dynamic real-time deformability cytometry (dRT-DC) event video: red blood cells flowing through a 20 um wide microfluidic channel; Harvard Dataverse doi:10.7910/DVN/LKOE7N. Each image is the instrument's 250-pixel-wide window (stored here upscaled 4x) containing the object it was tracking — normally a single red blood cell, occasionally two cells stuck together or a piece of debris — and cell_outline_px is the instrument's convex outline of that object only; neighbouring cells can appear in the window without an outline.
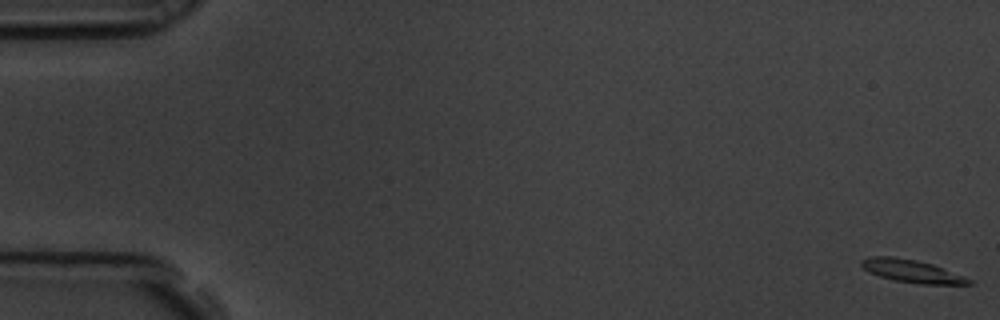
{"species": "common noctule bat (a hibernating species)", "species_latin": "Nyctalus noctula", "temperature_condition": "room temperature", "stored_images_in_passage": 5, "camera_frame_rate_fps": 3000, "um_per_image_px": 0.085, "animal": {"sex": "male", "body_mass_g": 19.5, "forearm_length_mm": 54.6}, "frame": {"image": 1, "passage_image": 1, "time_ms": 0.0, "image_size_px": [1000, 320], "cell_outline_px": [[972, 284], [920, 284], [892, 280], [868, 272], [860, 264], [860, 260], [868, 256], [892, 256], [916, 260], [932, 264], [964, 276], [972, 280]], "centroid_in_image_um": [77.46, 23.04], "position_along_channel_um": 7.5, "area_um2": 14.28}}
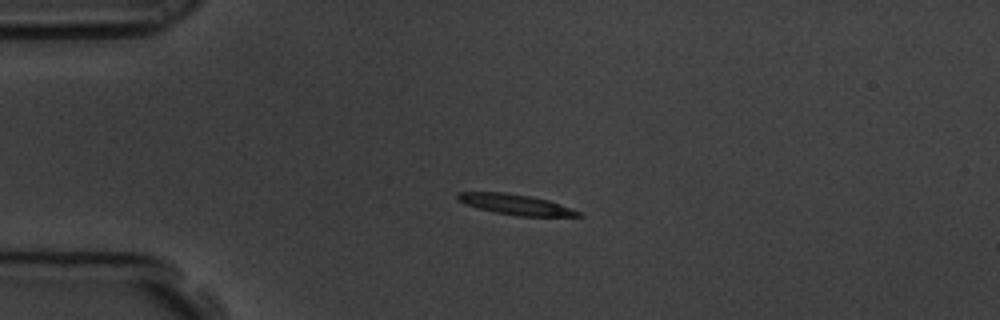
{"frame": {"image": 2, "passage_image": 5, "time_ms": 1.333, "image_size_px": [1000, 320], "cell_outline_px": [[584, 216], [516, 216], [476, 208], [464, 204], [456, 200], [456, 196], [460, 192], [504, 192], [528, 196], [548, 200], [580, 212]], "centroid_in_image_um": [43.76, 17.38], "position_along_channel_um": 41.2, "area_um2": 14.22}}